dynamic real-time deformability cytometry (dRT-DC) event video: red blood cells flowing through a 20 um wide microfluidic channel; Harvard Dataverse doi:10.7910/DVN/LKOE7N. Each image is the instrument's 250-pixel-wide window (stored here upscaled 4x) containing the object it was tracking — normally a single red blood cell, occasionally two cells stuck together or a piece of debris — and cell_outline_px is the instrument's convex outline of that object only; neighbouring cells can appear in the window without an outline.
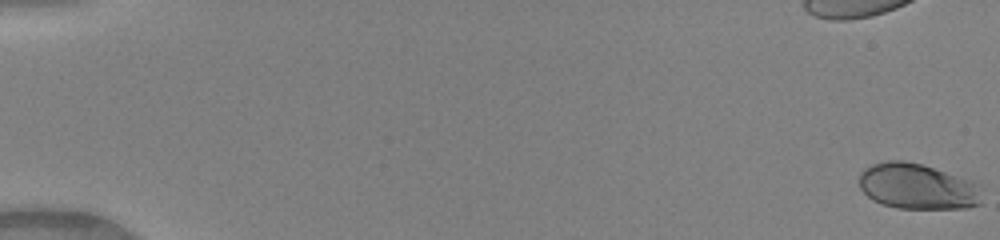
{"species": "human", "species_latin": "Homo sapiens", "temperature_condition": "warm", "stored_images_in_passage": 51, "camera_frame_rate_fps": 3000, "um_per_image_px": 0.085, "donor": {"sex": "female"}, "frame": {"image": 1, "passage_image": 1, "time_ms": 0.0, "image_size_px": [1000, 240], "cell_outline_px": [[984, 204], [968, 208], [896, 208], [880, 204], [872, 200], [860, 188], [860, 172], [864, 168], [872, 164], [884, 160], [904, 160], [920, 164], [972, 180], [980, 184]], "centroid_in_image_um": [78.02, 15.86], "position_along_channel_um": 7.0, "area_um2": 33.18}}
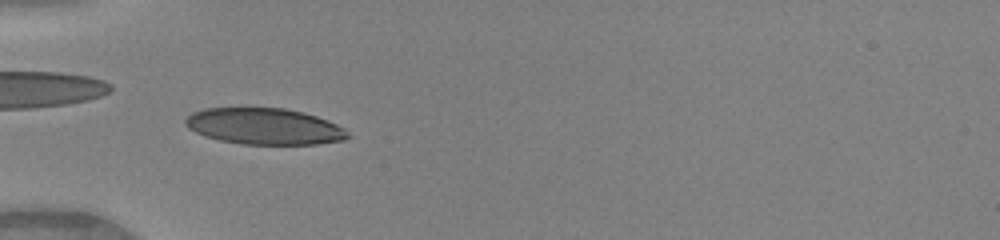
{"frame": {"image": 2, "passage_image": 18, "time_ms": 5.667, "image_size_px": [1000, 240], "cell_outline_px": [[352, 136], [344, 140], [316, 144], [244, 144], [220, 140], [204, 136], [188, 128], [184, 124], [184, 120], [192, 112], [204, 108], [284, 108], [304, 112], [328, 120], [344, 128]], "centroid_in_image_um": [22.47, 10.74], "position_along_channel_um": 62.5, "area_um2": 34.45}}
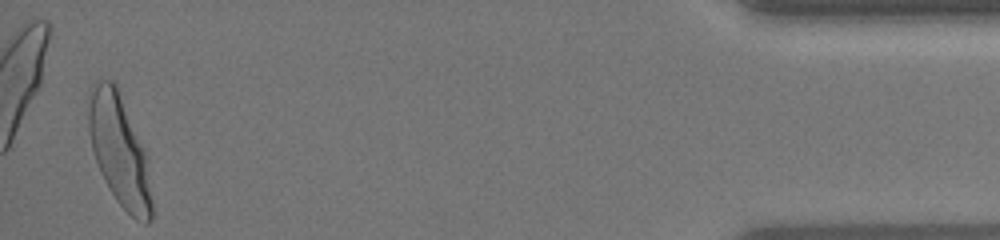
{"frame": {"image": 3, "passage_image": 50, "time_ms": 16.333, "image_size_px": [1000, 240], "cell_outline_px": [[152, 220], [148, 224], [144, 224], [136, 220], [116, 200], [104, 180], [100, 172], [92, 148], [88, 128], [88, 112], [92, 92], [96, 80], [112, 80], [116, 84], [144, 148], [152, 204]], "centroid_in_image_um": [10.14, 12.82], "position_along_channel_um": 425.1, "area_um2": 40.17}, "authors_computed_cell_mechanics": {"area_um2": 35.7782, "velocity_mm_per_s": 4.1111, "shape_relaxation_time_tau1_ms": 2.6928, "shape_relaxation_time_tau2_ms": null, "deformation_change_tau1": 0.1781, "deformation_change_tau2": null}}